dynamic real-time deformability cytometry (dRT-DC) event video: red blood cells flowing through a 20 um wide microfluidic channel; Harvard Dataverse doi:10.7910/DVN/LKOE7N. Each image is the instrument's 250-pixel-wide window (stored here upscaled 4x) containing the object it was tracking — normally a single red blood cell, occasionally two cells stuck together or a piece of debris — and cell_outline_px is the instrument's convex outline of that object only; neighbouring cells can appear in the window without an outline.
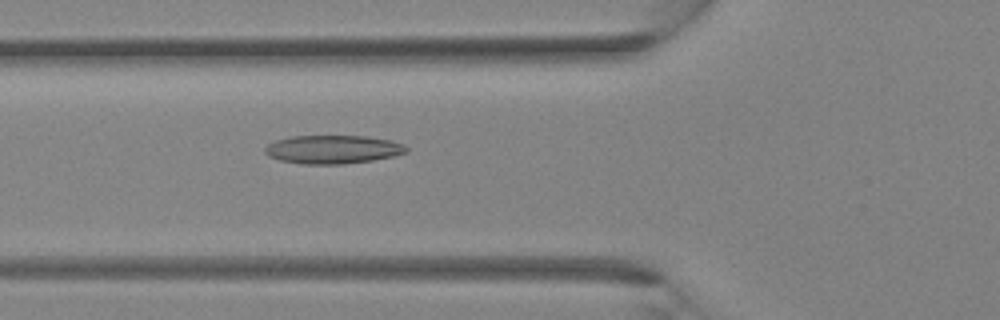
{"species": "Egyptian fruit bat (a non-hibernating species)", "species_latin": "Rousettus aegyptiacus", "temperature_condition": "room temperature", "stored_images_in_passage": 38, "camera_frame_rate_fps": 3000, "um_per_image_px": 0.085, "animal": {"sex": "female"}, "frame": {"image": 1, "passage_image": 14, "time_ms": 4.333, "image_size_px": [1000, 320], "cell_outline_px": [[408, 152], [392, 156], [372, 160], [344, 164], [300, 164], [280, 160], [268, 156], [264, 152], [264, 148], [268, 144], [276, 140], [292, 136], [368, 136], [392, 140], [404, 144], [408, 148]], "centroid_in_image_um": [28.3, 12.7], "position_along_channel_um": 97.5, "area_um2": 23.58}}
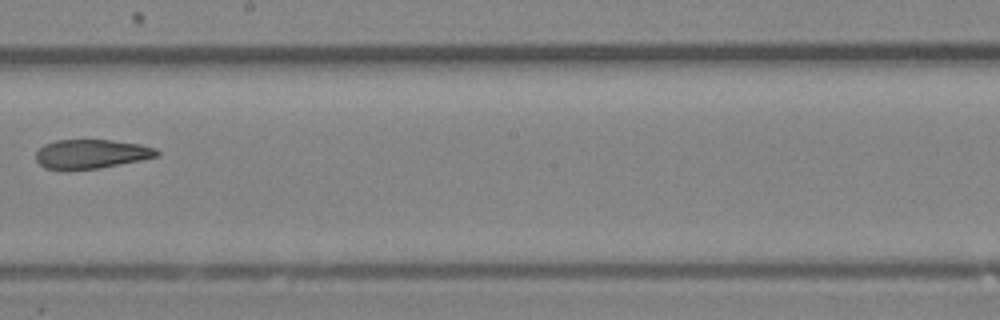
{"frame": {"image": 2, "passage_image": 22, "time_ms": 7.0, "image_size_px": [1000, 320], "cell_outline_px": [[160, 156], [100, 168], [68, 172], [60, 172], [44, 168], [36, 160], [36, 152], [44, 144], [56, 140], [112, 140], [140, 144], [156, 148], [160, 152]], "centroid_in_image_um": [7.72, 13.12], "position_along_channel_um": 240.5, "area_um2": 21.15}}
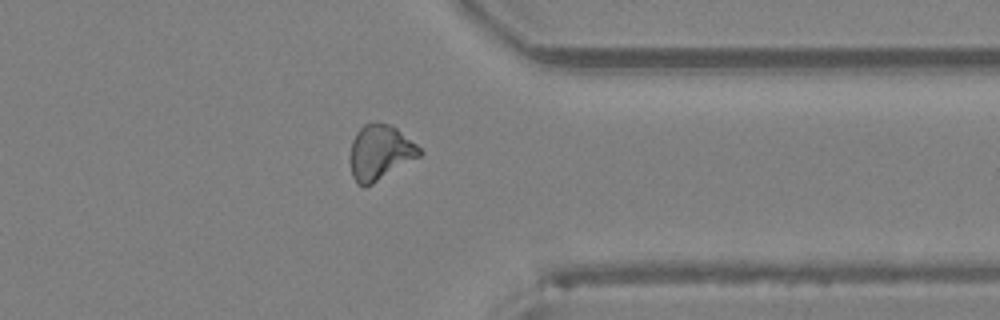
{"frame": {"image": 3, "passage_image": 30, "time_ms": 9.667, "image_size_px": [1000, 320], "cell_outline_px": [[424, 152], [420, 156], [372, 184], [364, 188], [356, 184], [352, 176], [348, 156], [352, 140], [356, 132], [364, 124], [392, 124], [416, 144]], "centroid_in_image_um": [32.26, 12.99], "position_along_channel_um": 379.1, "area_um2": 22.43}}